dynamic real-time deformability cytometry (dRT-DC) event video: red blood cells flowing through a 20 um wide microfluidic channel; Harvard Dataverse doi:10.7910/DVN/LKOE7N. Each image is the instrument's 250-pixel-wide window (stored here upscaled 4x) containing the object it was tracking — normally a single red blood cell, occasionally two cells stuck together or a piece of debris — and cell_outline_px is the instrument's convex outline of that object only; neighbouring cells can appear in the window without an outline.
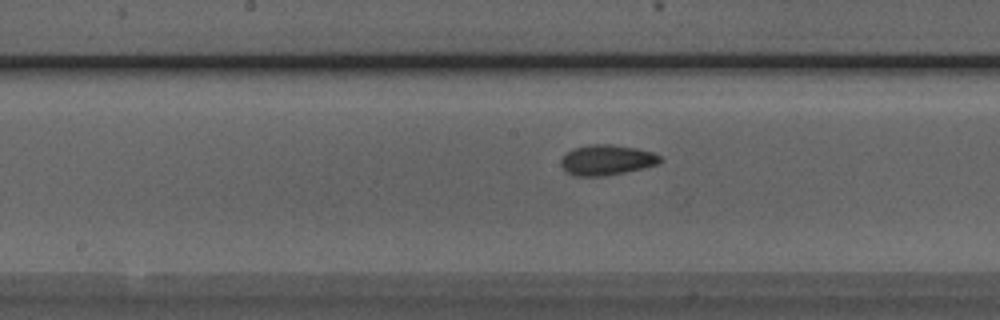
{"species": "Egyptian fruit bat (a non-hibernating species)", "species_latin": "Rousettus aegyptiacus", "temperature_condition": "room temperature", "stored_images_in_passage": 37, "camera_frame_rate_fps": 3000, "um_per_image_px": 0.085, "animal": {"sex": "male"}, "frame": {"image": 1, "passage_image": 22, "time_ms": 7.0, "image_size_px": [1000, 320], "cell_outline_px": [[660, 160], [656, 164], [640, 168], [620, 172], [596, 176], [580, 176], [568, 172], [564, 168], [564, 156], [568, 152], [576, 148], [596, 144], [632, 148], [652, 152], [660, 156]], "centroid_in_image_um": [51.58, 13.6], "position_along_channel_um": 196.6, "area_um2": 16.18}}
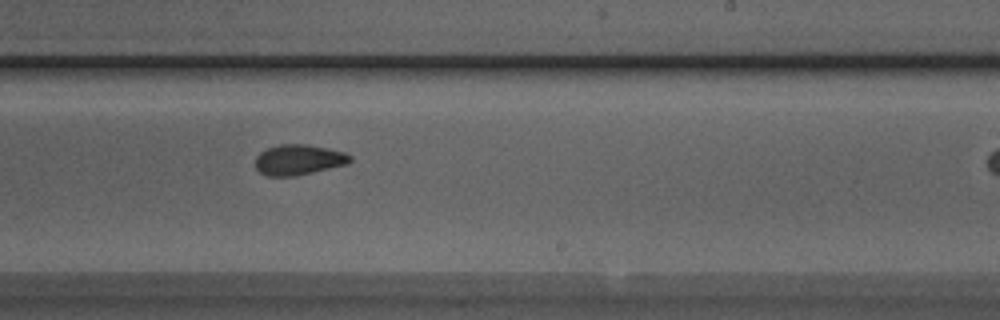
{"frame": {"image": 2, "passage_image": 27, "time_ms": 8.667, "image_size_px": [1000, 320], "cell_outline_px": [[352, 160], [344, 164], [292, 176], [268, 176], [260, 172], [256, 168], [256, 156], [260, 152], [268, 148], [284, 144], [300, 144], [324, 148], [344, 152], [352, 156]], "centroid_in_image_um": [25.33, 13.58], "position_along_channel_um": 263.7, "area_um2": 16.18}}
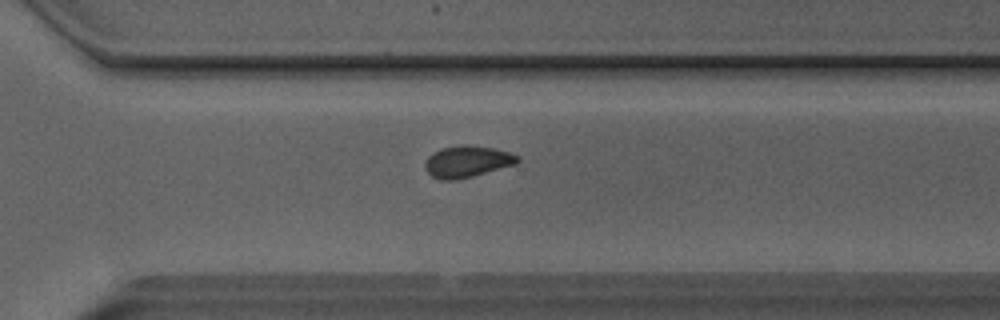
{"frame": {"image": 3, "passage_image": 32, "time_ms": 10.333, "image_size_px": [1000, 320], "cell_outline_px": [[520, 160], [516, 164], [472, 176], [452, 180], [444, 180], [432, 176], [428, 172], [424, 164], [428, 156], [444, 148], [492, 148], [508, 152], [516, 156]], "centroid_in_image_um": [39.71, 13.79], "position_along_channel_um": 330.9, "area_um2": 15.84}}